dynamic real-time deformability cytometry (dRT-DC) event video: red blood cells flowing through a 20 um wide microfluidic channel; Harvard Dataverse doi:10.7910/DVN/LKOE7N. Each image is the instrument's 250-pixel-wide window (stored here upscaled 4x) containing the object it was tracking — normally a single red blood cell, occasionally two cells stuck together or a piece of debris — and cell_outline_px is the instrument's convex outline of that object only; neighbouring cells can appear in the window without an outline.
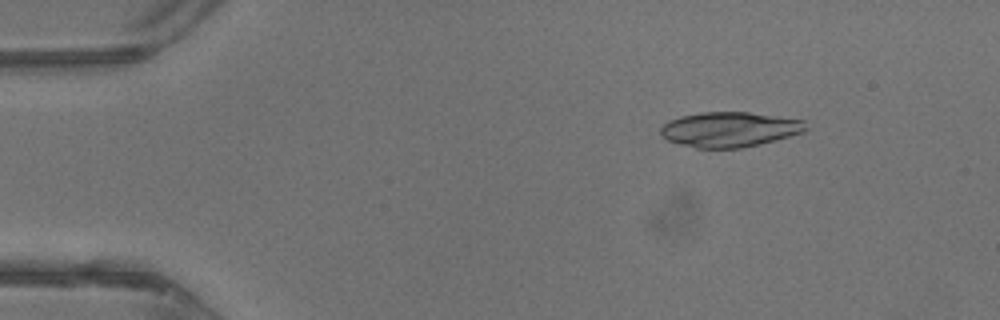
{"species": "common noctule bat (a hibernating species)", "species_latin": "Nyctalus noctula", "temperature_condition": "warm", "stored_images_in_passage": 43, "camera_frame_rate_fps": 3000, "um_per_image_px": 0.085, "animal": {"sex": "male", "body_mass_g": 13.3}, "frame": {"image": 1, "passage_image": 6, "time_ms": 1.667, "image_size_px": [1000, 320], "cell_outline_px": [[808, 128], [804, 132], [760, 144], [740, 148], [696, 148], [680, 144], [668, 140], [660, 136], [660, 128], [668, 120], [680, 116], [700, 112], [748, 112], [804, 120]], "centroid_in_image_um": [61.99, 11.0], "position_along_channel_um": 23.0, "area_um2": 29.71}}
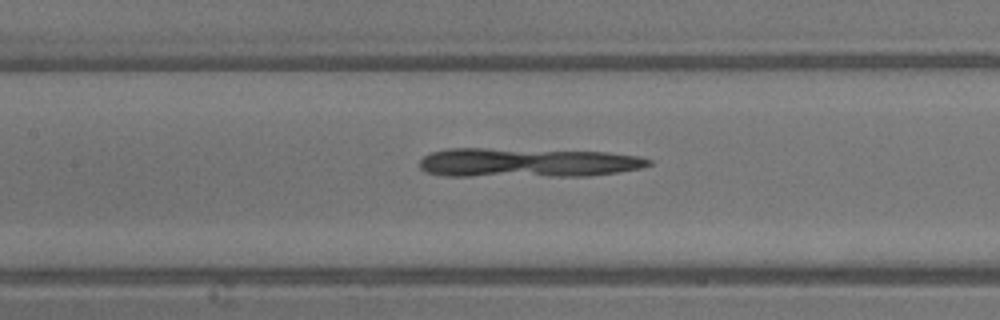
{"frame": {"image": 2, "passage_image": 20, "time_ms": 6.333, "image_size_px": [1000, 320], "cell_outline_px": [[652, 164], [640, 168], [616, 172], [588, 176], [444, 176], [424, 172], [420, 168], [420, 160], [424, 156], [432, 152], [448, 148], [484, 148], [608, 152], [640, 156], [652, 160]], "centroid_in_image_um": [44.8, 13.82], "position_along_channel_um": 162.6, "area_um2": 39.25}}
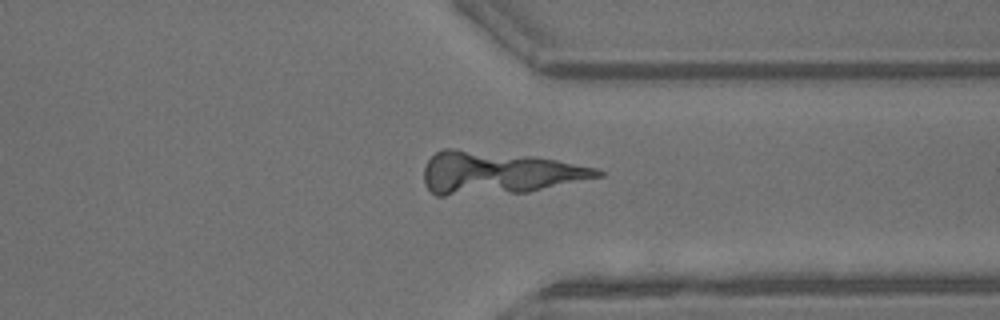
{"frame": {"image": 3, "passage_image": 33, "time_ms": 10.667, "image_size_px": [1000, 320], "cell_outline_px": [[604, 176], [528, 192], [444, 196], [436, 196], [424, 184], [424, 168], [428, 160], [436, 152], [444, 148], [456, 148], [536, 156], [596, 168], [604, 172]], "centroid_in_image_um": [42.34, 14.69], "position_along_channel_um": 369.1, "area_um2": 43.41}}